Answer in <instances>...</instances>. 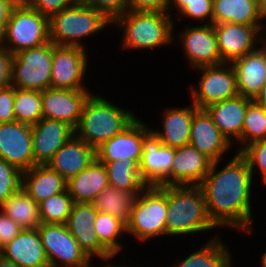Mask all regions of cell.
<instances>
[{
    "label": "cell",
    "instance_id": "obj_25",
    "mask_svg": "<svg viewBox=\"0 0 266 267\" xmlns=\"http://www.w3.org/2000/svg\"><path fill=\"white\" fill-rule=\"evenodd\" d=\"M252 101L250 98L237 95L212 104L205 110L221 133L231 142V136L237 140L241 137L245 112Z\"/></svg>",
    "mask_w": 266,
    "mask_h": 267
},
{
    "label": "cell",
    "instance_id": "obj_19",
    "mask_svg": "<svg viewBox=\"0 0 266 267\" xmlns=\"http://www.w3.org/2000/svg\"><path fill=\"white\" fill-rule=\"evenodd\" d=\"M213 28L221 59L224 63H227L256 50L253 49L256 41L255 37L262 27L219 23L213 24Z\"/></svg>",
    "mask_w": 266,
    "mask_h": 267
},
{
    "label": "cell",
    "instance_id": "obj_54",
    "mask_svg": "<svg viewBox=\"0 0 266 267\" xmlns=\"http://www.w3.org/2000/svg\"><path fill=\"white\" fill-rule=\"evenodd\" d=\"M2 257V247H0V258Z\"/></svg>",
    "mask_w": 266,
    "mask_h": 267
},
{
    "label": "cell",
    "instance_id": "obj_49",
    "mask_svg": "<svg viewBox=\"0 0 266 267\" xmlns=\"http://www.w3.org/2000/svg\"><path fill=\"white\" fill-rule=\"evenodd\" d=\"M0 267H21L17 263L5 259L3 256L0 258Z\"/></svg>",
    "mask_w": 266,
    "mask_h": 267
},
{
    "label": "cell",
    "instance_id": "obj_46",
    "mask_svg": "<svg viewBox=\"0 0 266 267\" xmlns=\"http://www.w3.org/2000/svg\"><path fill=\"white\" fill-rule=\"evenodd\" d=\"M13 55L0 45V89L11 85Z\"/></svg>",
    "mask_w": 266,
    "mask_h": 267
},
{
    "label": "cell",
    "instance_id": "obj_8",
    "mask_svg": "<svg viewBox=\"0 0 266 267\" xmlns=\"http://www.w3.org/2000/svg\"><path fill=\"white\" fill-rule=\"evenodd\" d=\"M52 42L22 50L13 55L11 85L25 90L43 91L50 87Z\"/></svg>",
    "mask_w": 266,
    "mask_h": 267
},
{
    "label": "cell",
    "instance_id": "obj_9",
    "mask_svg": "<svg viewBox=\"0 0 266 267\" xmlns=\"http://www.w3.org/2000/svg\"><path fill=\"white\" fill-rule=\"evenodd\" d=\"M37 229L50 267H58L57 260L66 267H88L91 259L65 224L41 223Z\"/></svg>",
    "mask_w": 266,
    "mask_h": 267
},
{
    "label": "cell",
    "instance_id": "obj_27",
    "mask_svg": "<svg viewBox=\"0 0 266 267\" xmlns=\"http://www.w3.org/2000/svg\"><path fill=\"white\" fill-rule=\"evenodd\" d=\"M67 181L47 165H35L23 173L22 188L38 204L63 192Z\"/></svg>",
    "mask_w": 266,
    "mask_h": 267
},
{
    "label": "cell",
    "instance_id": "obj_30",
    "mask_svg": "<svg viewBox=\"0 0 266 267\" xmlns=\"http://www.w3.org/2000/svg\"><path fill=\"white\" fill-rule=\"evenodd\" d=\"M99 162L105 165L109 186L129 193H143L147 187L141 180L139 164L135 160L127 158Z\"/></svg>",
    "mask_w": 266,
    "mask_h": 267
},
{
    "label": "cell",
    "instance_id": "obj_45",
    "mask_svg": "<svg viewBox=\"0 0 266 267\" xmlns=\"http://www.w3.org/2000/svg\"><path fill=\"white\" fill-rule=\"evenodd\" d=\"M128 11L166 12L170 8L169 0H127Z\"/></svg>",
    "mask_w": 266,
    "mask_h": 267
},
{
    "label": "cell",
    "instance_id": "obj_20",
    "mask_svg": "<svg viewBox=\"0 0 266 267\" xmlns=\"http://www.w3.org/2000/svg\"><path fill=\"white\" fill-rule=\"evenodd\" d=\"M189 144L214 162L220 161L231 142L213 123L208 112L205 109H198L193 114Z\"/></svg>",
    "mask_w": 266,
    "mask_h": 267
},
{
    "label": "cell",
    "instance_id": "obj_1",
    "mask_svg": "<svg viewBox=\"0 0 266 267\" xmlns=\"http://www.w3.org/2000/svg\"><path fill=\"white\" fill-rule=\"evenodd\" d=\"M218 163H212L209 173L198 185L204 195L208 215L216 226L229 225L251 232L253 173L239 152L221 171L214 173Z\"/></svg>",
    "mask_w": 266,
    "mask_h": 267
},
{
    "label": "cell",
    "instance_id": "obj_42",
    "mask_svg": "<svg viewBox=\"0 0 266 267\" xmlns=\"http://www.w3.org/2000/svg\"><path fill=\"white\" fill-rule=\"evenodd\" d=\"M14 86L0 89V123L15 121L14 114Z\"/></svg>",
    "mask_w": 266,
    "mask_h": 267
},
{
    "label": "cell",
    "instance_id": "obj_28",
    "mask_svg": "<svg viewBox=\"0 0 266 267\" xmlns=\"http://www.w3.org/2000/svg\"><path fill=\"white\" fill-rule=\"evenodd\" d=\"M263 15L256 0H213V24L262 26Z\"/></svg>",
    "mask_w": 266,
    "mask_h": 267
},
{
    "label": "cell",
    "instance_id": "obj_43",
    "mask_svg": "<svg viewBox=\"0 0 266 267\" xmlns=\"http://www.w3.org/2000/svg\"><path fill=\"white\" fill-rule=\"evenodd\" d=\"M75 2L76 0H33L31 7L50 18Z\"/></svg>",
    "mask_w": 266,
    "mask_h": 267
},
{
    "label": "cell",
    "instance_id": "obj_23",
    "mask_svg": "<svg viewBox=\"0 0 266 267\" xmlns=\"http://www.w3.org/2000/svg\"><path fill=\"white\" fill-rule=\"evenodd\" d=\"M231 63L239 95L253 100L266 81V49L258 48Z\"/></svg>",
    "mask_w": 266,
    "mask_h": 267
},
{
    "label": "cell",
    "instance_id": "obj_39",
    "mask_svg": "<svg viewBox=\"0 0 266 267\" xmlns=\"http://www.w3.org/2000/svg\"><path fill=\"white\" fill-rule=\"evenodd\" d=\"M239 153L246 159L251 172L255 165L258 166L263 175V182L266 183V139L246 145Z\"/></svg>",
    "mask_w": 266,
    "mask_h": 267
},
{
    "label": "cell",
    "instance_id": "obj_18",
    "mask_svg": "<svg viewBox=\"0 0 266 267\" xmlns=\"http://www.w3.org/2000/svg\"><path fill=\"white\" fill-rule=\"evenodd\" d=\"M212 163L211 159L190 144L177 147L165 185H199L209 173Z\"/></svg>",
    "mask_w": 266,
    "mask_h": 267
},
{
    "label": "cell",
    "instance_id": "obj_41",
    "mask_svg": "<svg viewBox=\"0 0 266 267\" xmlns=\"http://www.w3.org/2000/svg\"><path fill=\"white\" fill-rule=\"evenodd\" d=\"M191 18L201 19V21L210 17V22L213 24V0H193L188 2L179 13Z\"/></svg>",
    "mask_w": 266,
    "mask_h": 267
},
{
    "label": "cell",
    "instance_id": "obj_21",
    "mask_svg": "<svg viewBox=\"0 0 266 267\" xmlns=\"http://www.w3.org/2000/svg\"><path fill=\"white\" fill-rule=\"evenodd\" d=\"M183 46L191 64L196 67L224 64L213 24L189 28L183 33Z\"/></svg>",
    "mask_w": 266,
    "mask_h": 267
},
{
    "label": "cell",
    "instance_id": "obj_12",
    "mask_svg": "<svg viewBox=\"0 0 266 267\" xmlns=\"http://www.w3.org/2000/svg\"><path fill=\"white\" fill-rule=\"evenodd\" d=\"M0 159L23 171L37 165L33 157L31 125L0 123Z\"/></svg>",
    "mask_w": 266,
    "mask_h": 267
},
{
    "label": "cell",
    "instance_id": "obj_56",
    "mask_svg": "<svg viewBox=\"0 0 266 267\" xmlns=\"http://www.w3.org/2000/svg\"><path fill=\"white\" fill-rule=\"evenodd\" d=\"M263 18H266V16H263ZM265 44H266V42H265ZM264 44V47L263 48H265L266 49V45Z\"/></svg>",
    "mask_w": 266,
    "mask_h": 267
},
{
    "label": "cell",
    "instance_id": "obj_4",
    "mask_svg": "<svg viewBox=\"0 0 266 267\" xmlns=\"http://www.w3.org/2000/svg\"><path fill=\"white\" fill-rule=\"evenodd\" d=\"M109 23L101 12L76 1L49 18V40L58 46L83 47L79 38L101 31Z\"/></svg>",
    "mask_w": 266,
    "mask_h": 267
},
{
    "label": "cell",
    "instance_id": "obj_51",
    "mask_svg": "<svg viewBox=\"0 0 266 267\" xmlns=\"http://www.w3.org/2000/svg\"><path fill=\"white\" fill-rule=\"evenodd\" d=\"M171 1H174L175 6L177 5V8L181 11L186 5H188V2L193 0H169V4Z\"/></svg>",
    "mask_w": 266,
    "mask_h": 267
},
{
    "label": "cell",
    "instance_id": "obj_11",
    "mask_svg": "<svg viewBox=\"0 0 266 267\" xmlns=\"http://www.w3.org/2000/svg\"><path fill=\"white\" fill-rule=\"evenodd\" d=\"M223 64L199 67L204 71L199 81V91L192 88L194 104L198 109H205L219 101L239 95L235 71L230 65ZM228 67V68H227ZM195 89V90H193Z\"/></svg>",
    "mask_w": 266,
    "mask_h": 267
},
{
    "label": "cell",
    "instance_id": "obj_44",
    "mask_svg": "<svg viewBox=\"0 0 266 267\" xmlns=\"http://www.w3.org/2000/svg\"><path fill=\"white\" fill-rule=\"evenodd\" d=\"M22 227L8 217L3 211L0 213V247L12 241L21 231Z\"/></svg>",
    "mask_w": 266,
    "mask_h": 267
},
{
    "label": "cell",
    "instance_id": "obj_10",
    "mask_svg": "<svg viewBox=\"0 0 266 267\" xmlns=\"http://www.w3.org/2000/svg\"><path fill=\"white\" fill-rule=\"evenodd\" d=\"M84 47L58 46L52 43V66L50 87L81 90L82 79L87 67Z\"/></svg>",
    "mask_w": 266,
    "mask_h": 267
},
{
    "label": "cell",
    "instance_id": "obj_26",
    "mask_svg": "<svg viewBox=\"0 0 266 267\" xmlns=\"http://www.w3.org/2000/svg\"><path fill=\"white\" fill-rule=\"evenodd\" d=\"M109 186L105 165L95 159L86 169L67 181L74 203H92Z\"/></svg>",
    "mask_w": 266,
    "mask_h": 267
},
{
    "label": "cell",
    "instance_id": "obj_2",
    "mask_svg": "<svg viewBox=\"0 0 266 267\" xmlns=\"http://www.w3.org/2000/svg\"><path fill=\"white\" fill-rule=\"evenodd\" d=\"M167 235H183L211 230L216 225L198 185H167Z\"/></svg>",
    "mask_w": 266,
    "mask_h": 267
},
{
    "label": "cell",
    "instance_id": "obj_35",
    "mask_svg": "<svg viewBox=\"0 0 266 267\" xmlns=\"http://www.w3.org/2000/svg\"><path fill=\"white\" fill-rule=\"evenodd\" d=\"M74 201L67 188L39 203L40 222L42 224H65Z\"/></svg>",
    "mask_w": 266,
    "mask_h": 267
},
{
    "label": "cell",
    "instance_id": "obj_33",
    "mask_svg": "<svg viewBox=\"0 0 266 267\" xmlns=\"http://www.w3.org/2000/svg\"><path fill=\"white\" fill-rule=\"evenodd\" d=\"M15 121L29 125L36 124L42 114V92L14 87Z\"/></svg>",
    "mask_w": 266,
    "mask_h": 267
},
{
    "label": "cell",
    "instance_id": "obj_6",
    "mask_svg": "<svg viewBox=\"0 0 266 267\" xmlns=\"http://www.w3.org/2000/svg\"><path fill=\"white\" fill-rule=\"evenodd\" d=\"M144 195L137 196L126 223V232L145 241L157 235H166L167 185L147 186Z\"/></svg>",
    "mask_w": 266,
    "mask_h": 267
},
{
    "label": "cell",
    "instance_id": "obj_3",
    "mask_svg": "<svg viewBox=\"0 0 266 267\" xmlns=\"http://www.w3.org/2000/svg\"><path fill=\"white\" fill-rule=\"evenodd\" d=\"M135 119L129 110L119 109L105 99L92 96L90 93L74 129V135L96 150L104 142L122 132Z\"/></svg>",
    "mask_w": 266,
    "mask_h": 267
},
{
    "label": "cell",
    "instance_id": "obj_55",
    "mask_svg": "<svg viewBox=\"0 0 266 267\" xmlns=\"http://www.w3.org/2000/svg\"><path fill=\"white\" fill-rule=\"evenodd\" d=\"M106 267H120V266H106ZM121 267H127V266H121Z\"/></svg>",
    "mask_w": 266,
    "mask_h": 267
},
{
    "label": "cell",
    "instance_id": "obj_17",
    "mask_svg": "<svg viewBox=\"0 0 266 267\" xmlns=\"http://www.w3.org/2000/svg\"><path fill=\"white\" fill-rule=\"evenodd\" d=\"M33 157L37 165H46L53 155L72 137L74 129L68 124L41 118L31 125Z\"/></svg>",
    "mask_w": 266,
    "mask_h": 267
},
{
    "label": "cell",
    "instance_id": "obj_48",
    "mask_svg": "<svg viewBox=\"0 0 266 267\" xmlns=\"http://www.w3.org/2000/svg\"><path fill=\"white\" fill-rule=\"evenodd\" d=\"M253 101L266 109V81Z\"/></svg>",
    "mask_w": 266,
    "mask_h": 267
},
{
    "label": "cell",
    "instance_id": "obj_40",
    "mask_svg": "<svg viewBox=\"0 0 266 267\" xmlns=\"http://www.w3.org/2000/svg\"><path fill=\"white\" fill-rule=\"evenodd\" d=\"M84 2L101 12L111 22L128 12L127 0H84Z\"/></svg>",
    "mask_w": 266,
    "mask_h": 267
},
{
    "label": "cell",
    "instance_id": "obj_13",
    "mask_svg": "<svg viewBox=\"0 0 266 267\" xmlns=\"http://www.w3.org/2000/svg\"><path fill=\"white\" fill-rule=\"evenodd\" d=\"M97 212L93 203H74L65 225L89 258L96 255L107 261L113 255L99 242L94 230Z\"/></svg>",
    "mask_w": 266,
    "mask_h": 267
},
{
    "label": "cell",
    "instance_id": "obj_5",
    "mask_svg": "<svg viewBox=\"0 0 266 267\" xmlns=\"http://www.w3.org/2000/svg\"><path fill=\"white\" fill-rule=\"evenodd\" d=\"M114 23L125 27L124 46L127 48L153 49L172 41L173 23L165 12L128 11Z\"/></svg>",
    "mask_w": 266,
    "mask_h": 267
},
{
    "label": "cell",
    "instance_id": "obj_14",
    "mask_svg": "<svg viewBox=\"0 0 266 267\" xmlns=\"http://www.w3.org/2000/svg\"><path fill=\"white\" fill-rule=\"evenodd\" d=\"M89 96L87 89L69 90L49 87L42 91L43 118L64 122L75 129Z\"/></svg>",
    "mask_w": 266,
    "mask_h": 267
},
{
    "label": "cell",
    "instance_id": "obj_52",
    "mask_svg": "<svg viewBox=\"0 0 266 267\" xmlns=\"http://www.w3.org/2000/svg\"><path fill=\"white\" fill-rule=\"evenodd\" d=\"M260 11L265 14L266 13V0H256Z\"/></svg>",
    "mask_w": 266,
    "mask_h": 267
},
{
    "label": "cell",
    "instance_id": "obj_53",
    "mask_svg": "<svg viewBox=\"0 0 266 267\" xmlns=\"http://www.w3.org/2000/svg\"><path fill=\"white\" fill-rule=\"evenodd\" d=\"M262 267H266V252L262 256Z\"/></svg>",
    "mask_w": 266,
    "mask_h": 267
},
{
    "label": "cell",
    "instance_id": "obj_36",
    "mask_svg": "<svg viewBox=\"0 0 266 267\" xmlns=\"http://www.w3.org/2000/svg\"><path fill=\"white\" fill-rule=\"evenodd\" d=\"M94 230L97 232L99 242L114 256L121 245L116 241L123 231L126 230V223L121 219L114 217L108 213L97 212V217L94 222Z\"/></svg>",
    "mask_w": 266,
    "mask_h": 267
},
{
    "label": "cell",
    "instance_id": "obj_37",
    "mask_svg": "<svg viewBox=\"0 0 266 267\" xmlns=\"http://www.w3.org/2000/svg\"><path fill=\"white\" fill-rule=\"evenodd\" d=\"M264 139H266V109L252 101L245 112L242 133L238 140L244 142L245 147Z\"/></svg>",
    "mask_w": 266,
    "mask_h": 267
},
{
    "label": "cell",
    "instance_id": "obj_15",
    "mask_svg": "<svg viewBox=\"0 0 266 267\" xmlns=\"http://www.w3.org/2000/svg\"><path fill=\"white\" fill-rule=\"evenodd\" d=\"M139 163L141 180L147 186H165V178L171 173L175 148L163 145L151 131L143 140Z\"/></svg>",
    "mask_w": 266,
    "mask_h": 267
},
{
    "label": "cell",
    "instance_id": "obj_32",
    "mask_svg": "<svg viewBox=\"0 0 266 267\" xmlns=\"http://www.w3.org/2000/svg\"><path fill=\"white\" fill-rule=\"evenodd\" d=\"M137 194L119 190L112 186L106 187L92 202L95 209L108 213L127 223Z\"/></svg>",
    "mask_w": 266,
    "mask_h": 267
},
{
    "label": "cell",
    "instance_id": "obj_50",
    "mask_svg": "<svg viewBox=\"0 0 266 267\" xmlns=\"http://www.w3.org/2000/svg\"><path fill=\"white\" fill-rule=\"evenodd\" d=\"M14 6H31L33 0H9Z\"/></svg>",
    "mask_w": 266,
    "mask_h": 267
},
{
    "label": "cell",
    "instance_id": "obj_24",
    "mask_svg": "<svg viewBox=\"0 0 266 267\" xmlns=\"http://www.w3.org/2000/svg\"><path fill=\"white\" fill-rule=\"evenodd\" d=\"M2 256L21 267H50L38 229H22L2 247Z\"/></svg>",
    "mask_w": 266,
    "mask_h": 267
},
{
    "label": "cell",
    "instance_id": "obj_29",
    "mask_svg": "<svg viewBox=\"0 0 266 267\" xmlns=\"http://www.w3.org/2000/svg\"><path fill=\"white\" fill-rule=\"evenodd\" d=\"M197 110L195 105L191 108L167 110L163 125L164 132L152 131L153 134L163 145L172 148L189 144L193 114Z\"/></svg>",
    "mask_w": 266,
    "mask_h": 267
},
{
    "label": "cell",
    "instance_id": "obj_31",
    "mask_svg": "<svg viewBox=\"0 0 266 267\" xmlns=\"http://www.w3.org/2000/svg\"><path fill=\"white\" fill-rule=\"evenodd\" d=\"M0 206L2 211L23 229H35L41 224L39 204L23 188Z\"/></svg>",
    "mask_w": 266,
    "mask_h": 267
},
{
    "label": "cell",
    "instance_id": "obj_16",
    "mask_svg": "<svg viewBox=\"0 0 266 267\" xmlns=\"http://www.w3.org/2000/svg\"><path fill=\"white\" fill-rule=\"evenodd\" d=\"M152 130L135 119L127 128L96 149L98 161L135 160L140 163L144 138Z\"/></svg>",
    "mask_w": 266,
    "mask_h": 267
},
{
    "label": "cell",
    "instance_id": "obj_22",
    "mask_svg": "<svg viewBox=\"0 0 266 267\" xmlns=\"http://www.w3.org/2000/svg\"><path fill=\"white\" fill-rule=\"evenodd\" d=\"M96 159V150L72 136L46 164L66 181L86 169Z\"/></svg>",
    "mask_w": 266,
    "mask_h": 267
},
{
    "label": "cell",
    "instance_id": "obj_34",
    "mask_svg": "<svg viewBox=\"0 0 266 267\" xmlns=\"http://www.w3.org/2000/svg\"><path fill=\"white\" fill-rule=\"evenodd\" d=\"M217 240H211L175 267H231L229 251Z\"/></svg>",
    "mask_w": 266,
    "mask_h": 267
},
{
    "label": "cell",
    "instance_id": "obj_38",
    "mask_svg": "<svg viewBox=\"0 0 266 267\" xmlns=\"http://www.w3.org/2000/svg\"><path fill=\"white\" fill-rule=\"evenodd\" d=\"M24 171L0 159V205L22 189Z\"/></svg>",
    "mask_w": 266,
    "mask_h": 267
},
{
    "label": "cell",
    "instance_id": "obj_47",
    "mask_svg": "<svg viewBox=\"0 0 266 267\" xmlns=\"http://www.w3.org/2000/svg\"><path fill=\"white\" fill-rule=\"evenodd\" d=\"M13 7L14 5L9 0H0V42Z\"/></svg>",
    "mask_w": 266,
    "mask_h": 267
},
{
    "label": "cell",
    "instance_id": "obj_7",
    "mask_svg": "<svg viewBox=\"0 0 266 267\" xmlns=\"http://www.w3.org/2000/svg\"><path fill=\"white\" fill-rule=\"evenodd\" d=\"M4 40L8 42L7 45L2 46L12 55L22 50L42 46L50 41L49 18L31 6H14L0 44Z\"/></svg>",
    "mask_w": 266,
    "mask_h": 267
}]
</instances>
